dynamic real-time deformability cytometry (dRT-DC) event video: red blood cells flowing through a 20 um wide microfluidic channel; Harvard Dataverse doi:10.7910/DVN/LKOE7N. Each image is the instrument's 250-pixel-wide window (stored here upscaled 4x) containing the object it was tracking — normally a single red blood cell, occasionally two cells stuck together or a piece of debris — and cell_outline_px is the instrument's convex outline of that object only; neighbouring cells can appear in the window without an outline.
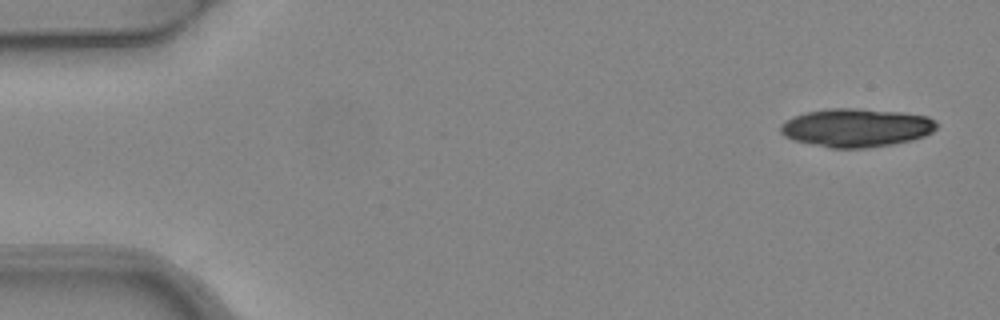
{"species": "common noctule bat (a hibernating species)", "species_latin": "Nyctalus noctula", "temperature_condition": "warm", "stored_images_in_passage": 6, "camera_frame_rate_fps": 3000, "um_per_image_px": 0.085, "animal": {"sex": "female", "body_mass_g": 24.6, "forearm_length_mm": 56.2}, "frame": {"image": 1, "passage_image": 1, "time_ms": 0.0, "image_size_px": [1000, 320], "cell_outline_px": [[940, 124], [932, 132], [924, 136], [912, 140], [892, 144], [868, 148], [832, 148], [792, 140], [784, 136], [780, 132], [780, 124], [792, 116], [808, 112], [828, 108], [856, 108], [900, 112], [928, 116], [936, 120]], "centroid_in_image_um": [72.79, 10.85], "position_along_channel_um": 12.2, "area_um2": 35.2}}